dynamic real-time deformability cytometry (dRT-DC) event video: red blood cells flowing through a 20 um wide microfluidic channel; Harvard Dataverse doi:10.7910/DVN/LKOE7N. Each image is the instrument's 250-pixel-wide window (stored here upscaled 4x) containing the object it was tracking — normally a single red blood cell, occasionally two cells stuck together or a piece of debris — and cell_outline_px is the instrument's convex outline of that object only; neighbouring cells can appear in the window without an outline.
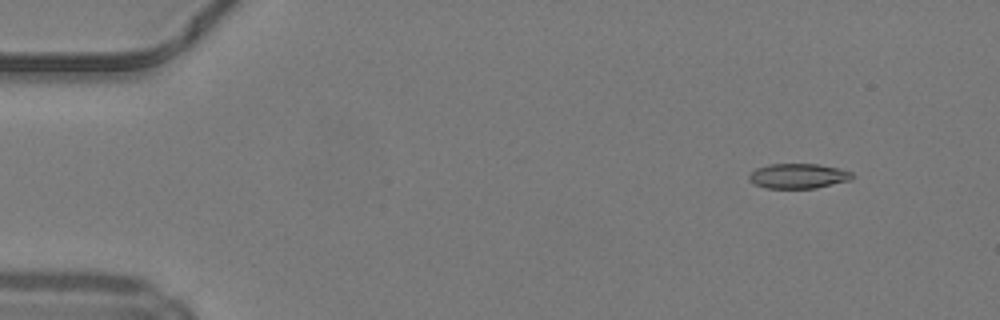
{"species": "common noctule bat (a hibernating species)", "species_latin": "Nyctalus noctula", "temperature_condition": "warm", "stored_images_in_passage": 49, "camera_frame_rate_fps": 3000, "um_per_image_px": 0.085, "animal": {"sex": "male", "body_mass_g": 19.2, "forearm_length_mm": 51.8}, "frame": {"image": 1, "passage_image": 5, "time_ms": 1.333, "image_size_px": [1000, 320], "cell_outline_px": [[852, 180], [816, 188], [764, 188], [752, 184], [748, 180], [748, 176], [756, 168], [768, 164], [816, 164], [840, 168], [852, 172]], "centroid_in_image_um": [67.82, 14.96], "position_along_channel_um": 17.2, "area_um2": 15.14}}
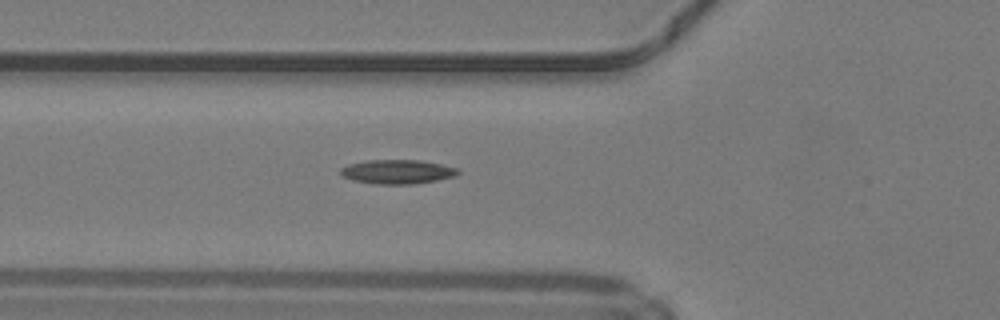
{"frame": {"image": 2, "passage_image": 18, "time_ms": 5.667, "image_size_px": [1000, 320], "cell_outline_px": [[460, 172], [456, 176], [436, 180], [412, 184], [376, 184], [352, 180], [344, 176], [340, 172], [340, 168], [348, 164], [368, 160], [420, 160], [440, 164], [456, 168]], "centroid_in_image_um": [33.76, 14.6], "position_along_channel_um": 92.0, "area_um2": 16.42}}
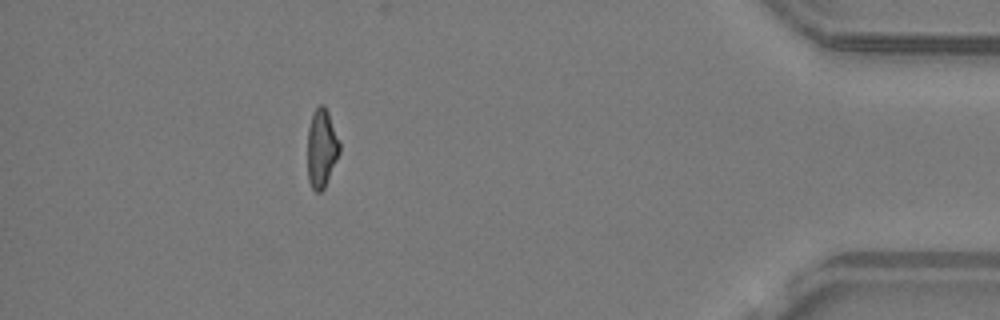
{"frame": {"image": 3, "passage_image": 44, "time_ms": 14.333, "image_size_px": [1000, 320], "cell_outline_px": [[340, 152], [324, 188], [320, 192], [316, 192], [312, 188], [308, 180], [308, 128], [312, 112], [320, 104], [324, 104], [328, 112], [340, 144]], "centroid_in_image_um": [27.32, 12.59], "position_along_channel_um": 407.9, "area_um2": 14.57}, "authors_computed_cell_mechanics": {"area_um2": 15.2014, "velocity_mm_per_s": 4.2553, "shape_relaxation_time_tau1_ms": null, "shape_relaxation_time_tau2_ms": 3.207, "deformation_change_tau1": null, "deformation_change_tau2": 0.1153}}